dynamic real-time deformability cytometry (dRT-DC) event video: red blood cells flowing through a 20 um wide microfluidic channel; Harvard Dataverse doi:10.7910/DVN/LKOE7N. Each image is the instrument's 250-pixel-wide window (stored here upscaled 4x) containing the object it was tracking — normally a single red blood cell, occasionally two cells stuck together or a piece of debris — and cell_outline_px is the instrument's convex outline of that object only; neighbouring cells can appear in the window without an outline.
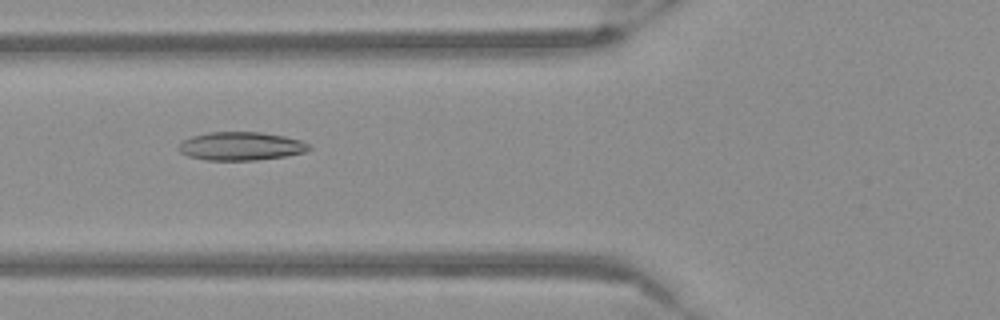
{"species": "Egyptian fruit bat (a non-hibernating species)", "species_latin": "Rousettus aegyptiacus", "temperature_condition": "warm", "stored_images_in_passage": 54, "camera_frame_rate_fps": 3000, "um_per_image_px": 0.085, "frame": {"image": 1, "passage_image": 21, "time_ms": 6.667, "image_size_px": [1000, 320], "cell_outline_px": [[312, 148], [304, 152], [284, 156], [256, 160], [208, 160], [188, 156], [180, 152], [180, 144], [184, 140], [192, 136], [208, 132], [260, 132], [284, 136], [300, 140], [312, 144]], "centroid_in_image_um": [20.52, 12.42], "position_along_channel_um": 105.3, "area_um2": 21.44}}
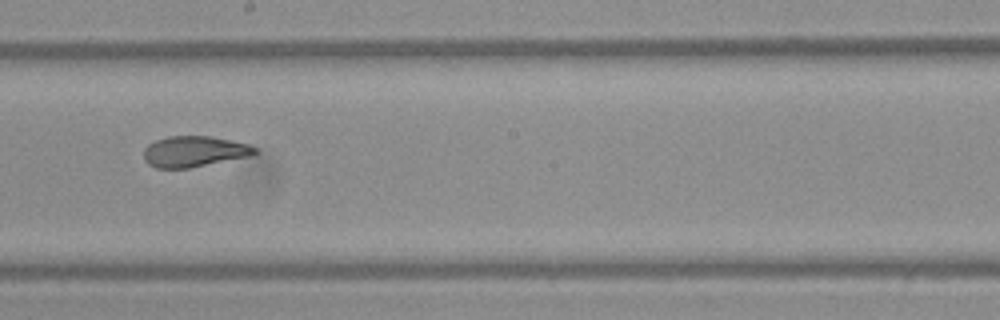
{"frame": {"image": 2, "passage_image": 31, "time_ms": 10.0, "image_size_px": [1000, 320], "cell_outline_px": [[256, 152], [248, 156], [188, 168], [156, 168], [148, 164], [144, 160], [144, 148], [148, 144], [156, 140], [168, 136], [212, 136], [248, 144], [256, 148]], "centroid_in_image_um": [16.45, 12.87], "position_along_channel_um": 231.8, "area_um2": 19.77}}
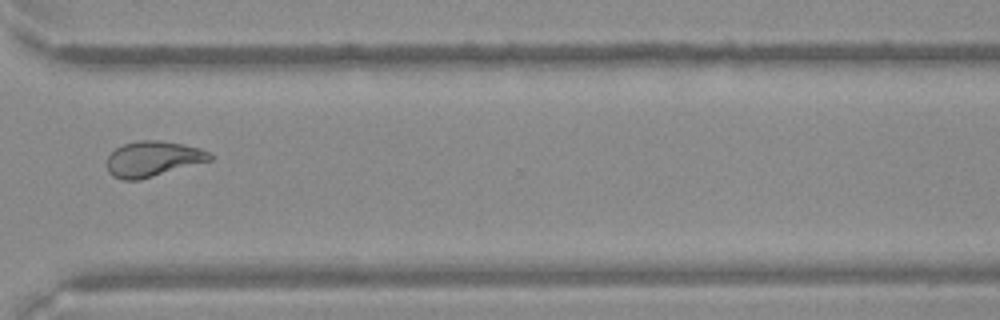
{"frame": {"image": 3, "passage_image": 41, "time_ms": 13.333, "image_size_px": [1000, 320], "cell_outline_px": [[212, 160], [140, 180], [120, 180], [112, 176], [108, 172], [108, 156], [116, 148], [124, 144], [140, 140], [156, 140], [184, 144], [200, 148], [208, 152], [212, 156]], "centroid_in_image_um": [12.99, 13.51], "position_along_channel_um": 357.6, "area_um2": 21.21}}